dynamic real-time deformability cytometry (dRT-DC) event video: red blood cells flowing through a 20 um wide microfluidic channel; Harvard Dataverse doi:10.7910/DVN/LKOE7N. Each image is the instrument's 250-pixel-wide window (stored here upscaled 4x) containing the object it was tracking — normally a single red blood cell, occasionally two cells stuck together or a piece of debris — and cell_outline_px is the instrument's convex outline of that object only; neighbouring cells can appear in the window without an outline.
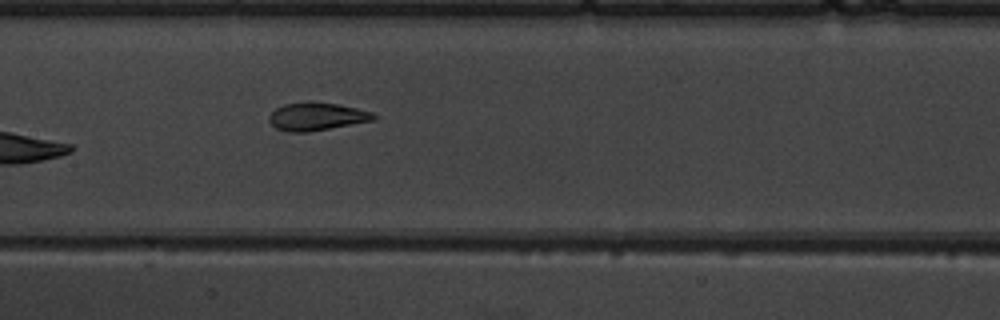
{"species": "common noctule bat (a hibernating species)", "species_latin": "Nyctalus noctula", "temperature_condition": "warm", "stored_images_in_passage": 8, "camera_frame_rate_fps": 3000, "um_per_image_px": 0.085, "animal": {"sex": "male", "body_mass_g": 19.5, "forearm_length_mm": 54.6}, "frame": {"image": 1, "passage_image": 8, "time_ms": 8.333, "image_size_px": [1000, 320], "cell_outline_px": [[380, 116], [376, 120], [308, 132], [288, 132], [276, 128], [268, 120], [268, 116], [276, 108], [284, 104], [312, 100], [336, 104], [356, 108], [372, 112]], "centroid_in_image_um": [26.94, 9.89], "position_along_channel_um": 180.5, "area_um2": 17.28}}